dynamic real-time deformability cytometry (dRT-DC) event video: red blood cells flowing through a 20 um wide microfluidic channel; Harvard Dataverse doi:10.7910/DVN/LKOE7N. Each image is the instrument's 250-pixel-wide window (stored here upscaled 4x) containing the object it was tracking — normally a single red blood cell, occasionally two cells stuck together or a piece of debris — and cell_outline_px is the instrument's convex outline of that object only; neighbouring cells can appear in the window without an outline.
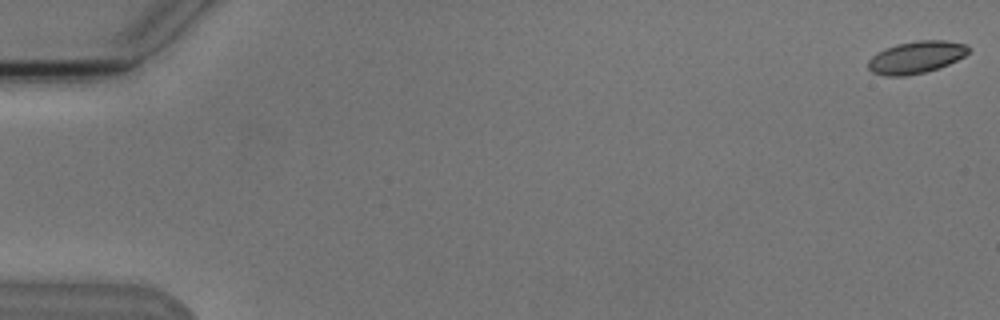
{"species": "Egyptian fruit bat (a non-hibernating species)", "species_latin": "Rousettus aegyptiacus", "temperature_condition": "cold", "stored_images_in_passage": 4, "camera_frame_rate_fps": 3000, "um_per_image_px": 0.085, "animal": {"sex": "male"}, "frame": {"image": 1, "passage_image": 1, "time_ms": 0.0, "image_size_px": [1000, 320], "cell_outline_px": [[972, 48], [964, 56], [948, 64], [924, 72], [904, 76], [884, 76], [872, 72], [868, 68], [868, 60], [876, 52], [884, 48], [896, 44], [916, 40], [944, 40], [968, 44]], "centroid_in_image_um": [77.86, 4.85], "position_along_channel_um": 7.1, "area_um2": 18.96}}